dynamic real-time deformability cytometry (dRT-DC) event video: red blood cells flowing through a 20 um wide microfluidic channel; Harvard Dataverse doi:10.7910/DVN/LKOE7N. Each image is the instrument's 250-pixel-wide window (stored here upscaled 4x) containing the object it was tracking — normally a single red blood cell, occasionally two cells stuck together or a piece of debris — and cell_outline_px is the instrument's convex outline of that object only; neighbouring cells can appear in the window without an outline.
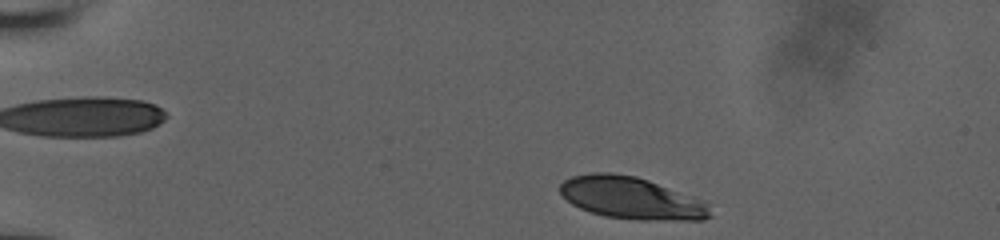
{"species": "human", "species_latin": "Homo sapiens", "temperature_condition": "room temperature", "stored_images_in_passage": 37, "camera_frame_rate_fps": 3000, "um_per_image_px": 0.085, "donor": {"sex": "male"}, "frame": {"image": 1, "passage_image": 2, "time_ms": 0.333, "image_size_px": [1000, 240], "cell_outline_px": [[712, 216], [704, 220], [636, 220], [604, 216], [580, 208], [572, 204], [560, 192], [560, 184], [564, 180], [572, 176], [592, 172], [608, 172], [636, 176], [648, 180], [704, 200], [708, 204]], "centroid_in_image_um": [53.69, 16.84], "position_along_channel_um": 31.3, "area_um2": 36.93}}
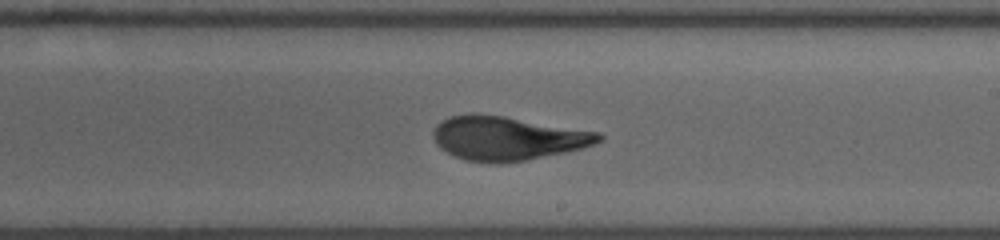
{"frame": {"image": 2, "passage_image": 22, "time_ms": 8.333, "image_size_px": [1000, 240], "cell_outline_px": [[604, 140], [580, 148], [564, 152], [524, 160], [500, 164], [492, 164], [464, 160], [440, 148], [436, 144], [432, 136], [432, 132], [436, 124], [448, 116], [472, 112], [476, 112], [504, 116], [600, 132], [604, 136]], "centroid_in_image_um": [43.07, 11.73], "position_along_channel_um": 245.9, "area_um2": 42.66}}
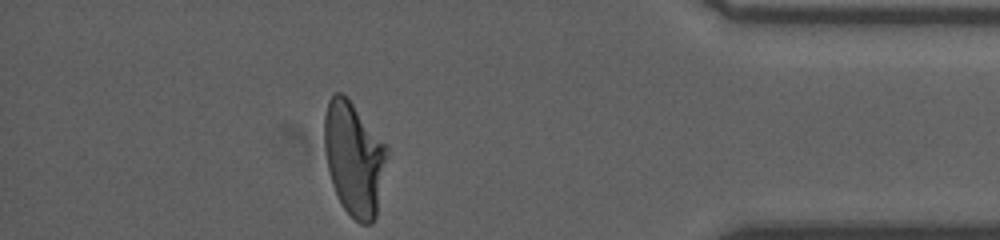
{"frame": {"image": 3, "passage_image": 37, "time_ms": 13.333, "image_size_px": [1000, 240], "cell_outline_px": [[388, 156], [376, 216], [372, 224], [360, 224], [344, 208], [332, 184], [328, 172], [324, 148], [324, 116], [328, 100], [336, 92], [340, 92], [348, 96], [388, 148]], "centroid_in_image_um": [30.09, 13.45], "position_along_channel_um": 405.1, "area_um2": 41.62}, "authors_computed_cell_mechanics": {"area_um2": 41.5004, "velocity_mm_per_s": 3.8287, "shape_relaxation_time_tau1_ms": 6.7037, "shape_relaxation_time_tau2_ms": 1.0816, "deformation_change_tau1": 0.2182, "deformation_change_tau2": 0.0677}}